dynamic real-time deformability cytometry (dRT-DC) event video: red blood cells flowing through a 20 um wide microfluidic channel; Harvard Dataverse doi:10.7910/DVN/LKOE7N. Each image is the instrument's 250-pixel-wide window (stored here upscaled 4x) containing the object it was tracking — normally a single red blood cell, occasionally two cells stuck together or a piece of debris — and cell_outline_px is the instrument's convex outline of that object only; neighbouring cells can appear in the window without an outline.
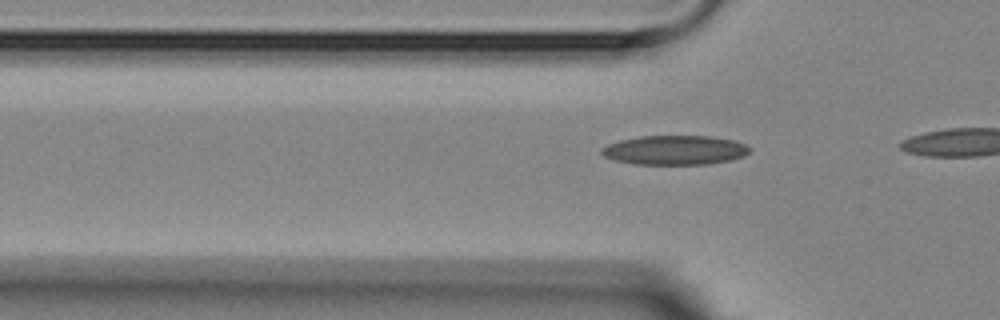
{"species": "Egyptian fruit bat (a non-hibernating species)", "species_latin": "Rousettus aegyptiacus", "temperature_condition": "room temperature", "stored_images_in_passage": 5, "segment_of_instrument_passage": [2, 2], "camera_frame_rate_fps": 3000, "um_per_image_px": 0.085, "animal": {"sex": "female"}, "frame": {"image": 1, "passage_image": 5, "time_ms": 4.333, "image_size_px": [1000, 320], "cell_outline_px": [[752, 148], [744, 156], [732, 160], [708, 164], [636, 164], [612, 160], [604, 156], [600, 152], [600, 148], [608, 144], [620, 140], [640, 136], [712, 136], [736, 140], [748, 144]], "centroid_in_image_um": [57.39, 12.75], "position_along_channel_um": 68.4, "area_um2": 25.66}}